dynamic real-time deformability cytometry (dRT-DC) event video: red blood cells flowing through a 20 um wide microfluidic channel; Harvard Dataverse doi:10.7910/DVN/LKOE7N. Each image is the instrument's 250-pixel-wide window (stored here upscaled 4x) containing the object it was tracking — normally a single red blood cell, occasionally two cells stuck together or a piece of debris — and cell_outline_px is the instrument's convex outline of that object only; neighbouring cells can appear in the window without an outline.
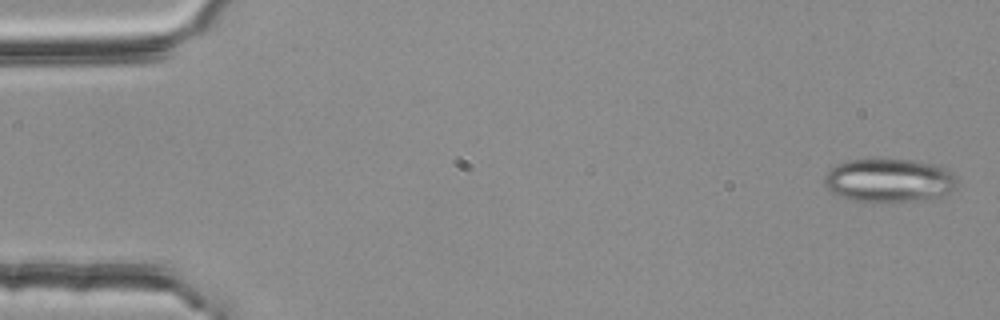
{"species": "common noctule bat (a hibernating species)", "species_latin": "Nyctalus noctula", "temperature_condition": "room temperature", "stored_images_in_passage": 3, "camera_frame_rate_fps": 3000, "um_per_image_px": 0.085, "animal": {"sex": "female", "body_mass_g": 25.1}, "frame": {"image": 1, "passage_image": 1, "time_ms": 0.0, "image_size_px": [1000, 320], "cell_outline_px": [[956, 184], [952, 188], [940, 196], [928, 200], [872, 204], [852, 200], [840, 196], [832, 192], [824, 184], [824, 176], [836, 164], [848, 160], [908, 160], [936, 164], [948, 168], [956, 180]], "centroid_in_image_um": [75.55, 15.37], "position_along_channel_um": 9.5, "area_um2": 33.99}}